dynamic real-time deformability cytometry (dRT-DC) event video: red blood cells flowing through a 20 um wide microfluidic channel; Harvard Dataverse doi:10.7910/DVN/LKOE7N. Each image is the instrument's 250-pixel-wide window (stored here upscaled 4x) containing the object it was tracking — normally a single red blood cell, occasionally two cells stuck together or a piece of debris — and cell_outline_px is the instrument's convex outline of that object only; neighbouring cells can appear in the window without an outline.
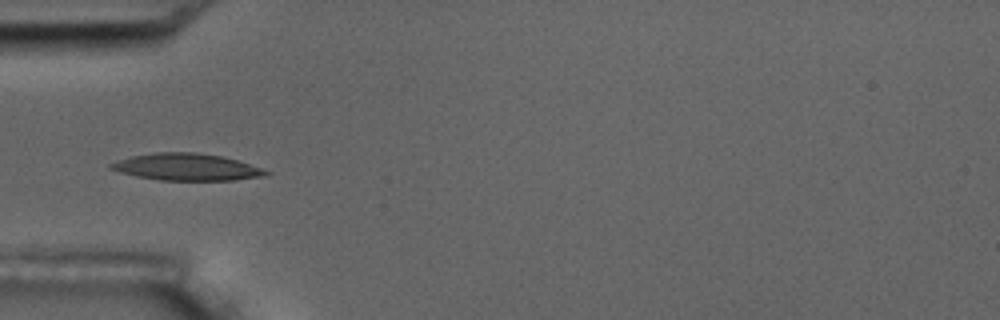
{"species": "common noctule bat (a hibernating species)", "species_latin": "Nyctalus noctula", "temperature_condition": "room temperature", "stored_images_in_passage": 5, "camera_frame_rate_fps": 3000, "um_per_image_px": 0.085, "animal": {"sex": "male", "body_mass_g": 17.5, "forearm_length_mm": 52.3}, "frame": {"image": 1, "passage_image": 5, "time_ms": 5.667, "image_size_px": [1000, 320], "cell_outline_px": [[272, 172], [260, 176], [232, 180], [160, 180], [136, 176], [120, 172], [108, 168], [108, 164], [116, 160], [132, 156], [156, 152], [196, 152], [220, 156], [236, 160]], "centroid_in_image_um": [15.77, 14.19], "position_along_channel_um": 69.2, "area_um2": 24.04}}